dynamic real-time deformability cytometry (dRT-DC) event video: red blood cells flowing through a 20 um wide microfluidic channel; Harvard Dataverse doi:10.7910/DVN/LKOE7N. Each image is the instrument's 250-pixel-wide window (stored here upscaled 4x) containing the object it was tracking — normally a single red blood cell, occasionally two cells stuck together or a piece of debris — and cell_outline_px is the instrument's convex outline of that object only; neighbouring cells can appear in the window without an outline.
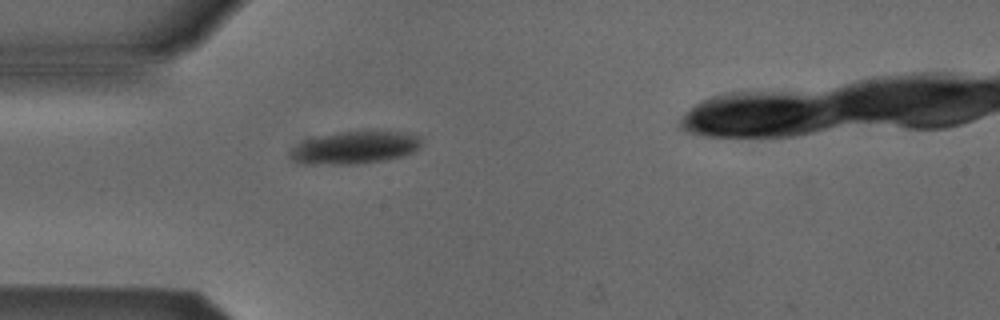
{"species": "Egyptian fruit bat (a non-hibernating species)", "species_latin": "Rousettus aegyptiacus", "temperature_condition": "cold", "stored_images_in_passage": 1, "camera_frame_rate_fps": 3000, "um_per_image_px": 0.085, "animal": {"sex": "male"}, "frame": {"image": 1, "passage_image": 1, "time_ms": 0.0, "image_size_px": [1000, 320], "cell_outline_px": [[424, 140], [420, 148], [404, 156], [388, 160], [356, 164], [308, 164], [296, 160], [292, 156], [292, 152], [304, 140], [336, 132], [404, 132], [420, 136]], "centroid_in_image_um": [30.3, 12.55], "position_along_channel_um": 54.7, "area_um2": 24.51}}